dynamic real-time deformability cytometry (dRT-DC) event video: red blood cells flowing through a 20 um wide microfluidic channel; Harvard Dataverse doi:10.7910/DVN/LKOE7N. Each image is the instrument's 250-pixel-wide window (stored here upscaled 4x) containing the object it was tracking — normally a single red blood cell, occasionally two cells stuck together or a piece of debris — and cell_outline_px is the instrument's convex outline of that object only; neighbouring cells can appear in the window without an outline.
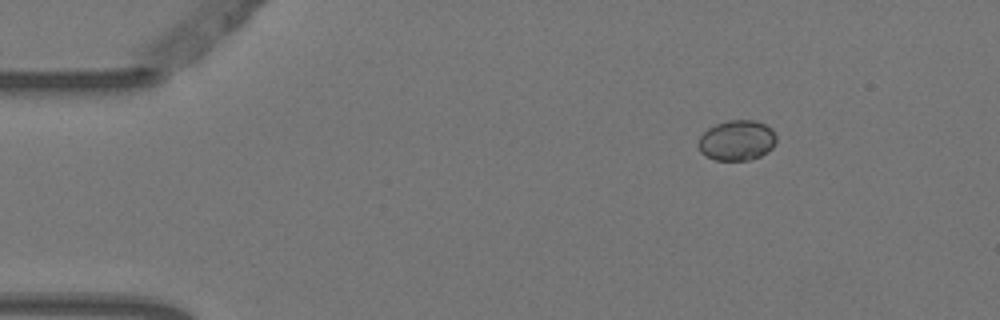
{"species": "Egyptian fruit bat (a non-hibernating species)", "species_latin": "Rousettus aegyptiacus", "temperature_condition": "warm", "stored_images_in_passage": 3, "camera_frame_rate_fps": 3000, "um_per_image_px": 0.085, "animal": {"sex": "female"}, "frame": {"image": 1, "passage_image": 1, "time_ms": 0.0, "image_size_px": [1000, 320], "cell_outline_px": [[776, 140], [772, 148], [768, 152], [752, 160], [716, 160], [704, 156], [700, 152], [696, 144], [700, 136], [708, 128], [716, 124], [728, 120], [752, 120], [764, 124], [772, 128], [776, 136]], "centroid_in_image_um": [62.61, 11.94], "position_along_channel_um": 22.4, "area_um2": 18.55}}